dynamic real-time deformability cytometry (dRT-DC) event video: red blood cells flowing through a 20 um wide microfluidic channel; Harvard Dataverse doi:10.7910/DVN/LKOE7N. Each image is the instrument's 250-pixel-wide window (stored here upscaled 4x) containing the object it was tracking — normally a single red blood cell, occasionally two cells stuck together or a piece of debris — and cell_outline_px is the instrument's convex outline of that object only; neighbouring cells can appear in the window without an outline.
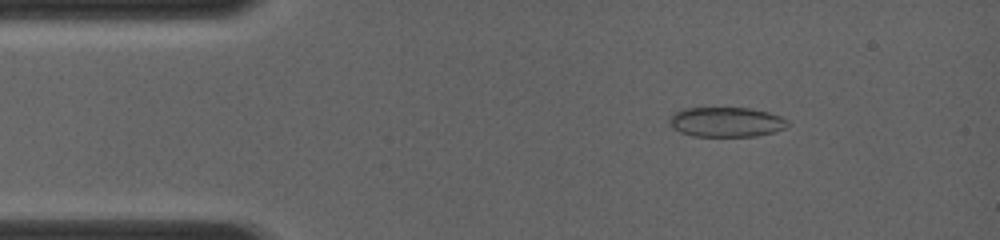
{"species": "common noctule bat (a hibernating species)", "species_latin": "Nyctalus noctula", "temperature_condition": "room temperature", "stored_images_in_passage": 44, "camera_frame_rate_fps": 4000, "um_per_image_px": 0.085, "animal": {"sex": "female", "body_mass_g": 19.0, "forearm_length_mm": 56.7}, "frame": {"image": 1, "passage_image": 4, "time_ms": 1.5, "image_size_px": [1000, 240], "cell_outline_px": [[788, 124], [784, 128], [776, 132], [756, 136], [692, 136], [680, 132], [672, 128], [668, 120], [680, 108], [748, 108], [768, 112], [780, 116], [788, 120]], "centroid_in_image_um": [61.72, 10.37], "position_along_channel_um": 23.3, "area_um2": 20.58}}
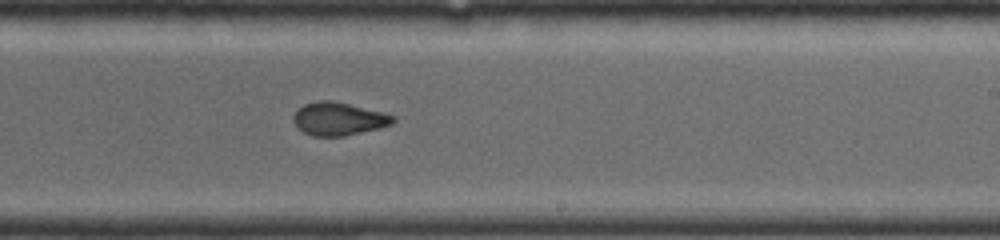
{"frame": {"image": 2, "passage_image": 22, "time_ms": 8.0, "image_size_px": [1000, 240], "cell_outline_px": [[396, 120], [392, 124], [376, 128], [340, 136], [312, 136], [304, 132], [292, 120], [292, 116], [304, 104], [316, 100], [332, 100], [396, 116]], "centroid_in_image_um": [28.75, 10.09], "position_along_channel_um": 260.3, "area_um2": 18.73}}
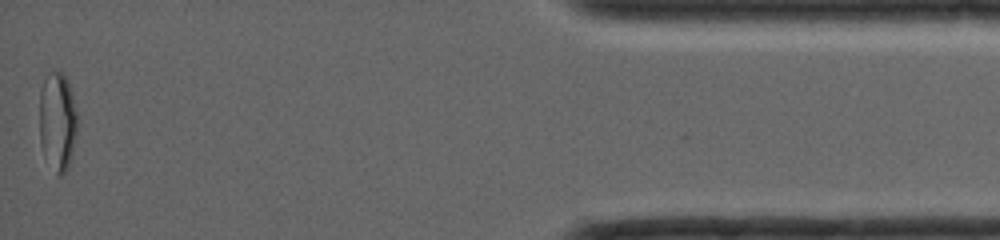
{"frame": {"image": 3, "passage_image": 44, "time_ms": 13.25, "image_size_px": [1000, 240], "cell_outline_px": [[76, 128], [68, 160], [64, 168], [60, 172], [40, 140], [40, 92], [44, 80], [52, 72], [60, 68], [68, 80], [76, 112]], "centroid_in_image_um": [4.88, 10.02], "position_along_channel_um": 430.3, "area_um2": 19.77}}